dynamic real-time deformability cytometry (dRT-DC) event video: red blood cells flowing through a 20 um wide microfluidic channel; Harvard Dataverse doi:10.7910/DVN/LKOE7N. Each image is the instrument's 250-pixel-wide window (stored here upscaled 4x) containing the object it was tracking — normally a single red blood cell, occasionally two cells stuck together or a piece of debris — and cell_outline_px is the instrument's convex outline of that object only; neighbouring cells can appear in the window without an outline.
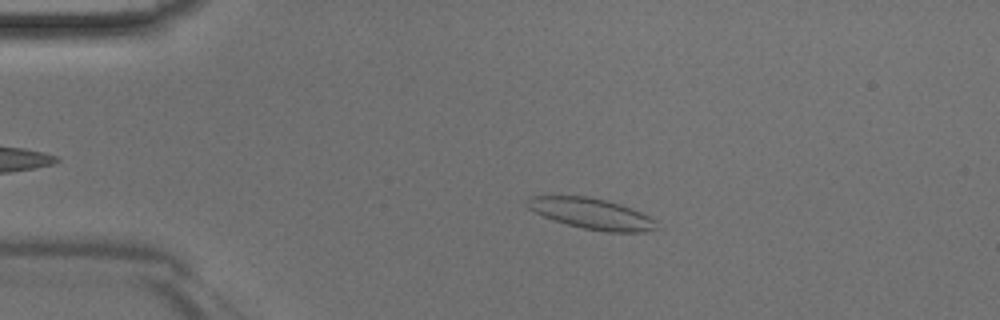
{"species": "Egyptian fruit bat (a non-hibernating species)", "species_latin": "Rousettus aegyptiacus", "temperature_condition": "room temperature", "stored_images_in_passage": 40, "camera_frame_rate_fps": 3000, "um_per_image_px": 0.085, "animal": {"sex": "male"}, "frame": {"image": 1, "passage_image": 9, "time_ms": 2.667, "image_size_px": [1000, 320], "cell_outline_px": [[656, 228], [644, 232], [604, 232], [584, 228], [552, 220], [528, 208], [528, 200], [532, 196], [588, 196], [608, 200], [620, 204], [640, 212], [656, 220]], "centroid_in_image_um": [50.31, 18.16], "position_along_channel_um": 34.7, "area_um2": 22.95}}
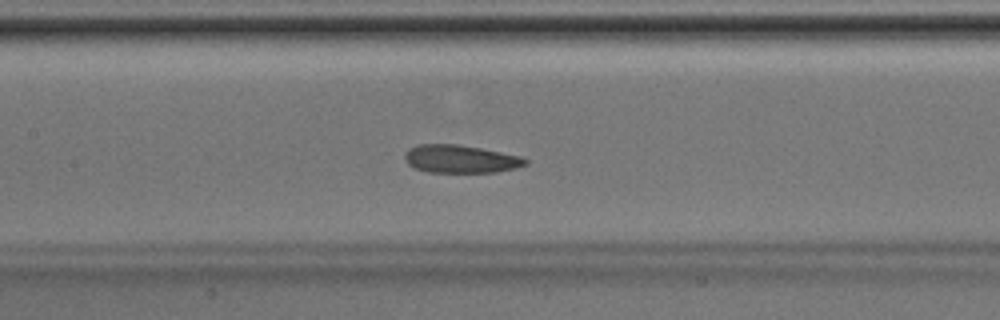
{"frame": {"image": 2, "passage_image": 21, "time_ms": 6.667, "image_size_px": [1000, 320], "cell_outline_px": [[528, 164], [516, 168], [496, 172], [428, 172], [416, 168], [408, 164], [404, 160], [404, 152], [408, 148], [416, 144], [460, 144], [520, 156], [528, 160]], "centroid_in_image_um": [39.11, 13.5], "position_along_channel_um": 168.3, "area_um2": 19.77}}
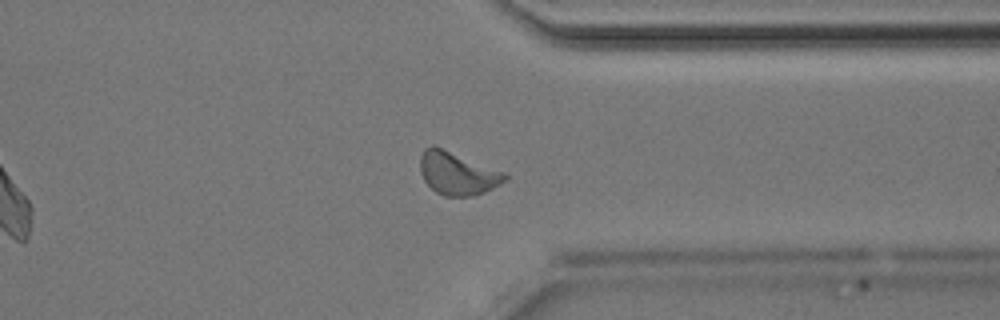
{"frame": {"image": 3, "passage_image": 35, "time_ms": 11.333, "image_size_px": [1000, 320], "cell_outline_px": [[508, 180], [484, 192], [472, 196], [444, 196], [436, 192], [424, 180], [420, 172], [420, 156], [424, 148], [432, 144], [504, 172], [508, 176]], "centroid_in_image_um": [38.86, 14.73], "position_along_channel_um": 372.5, "area_um2": 21.1}}